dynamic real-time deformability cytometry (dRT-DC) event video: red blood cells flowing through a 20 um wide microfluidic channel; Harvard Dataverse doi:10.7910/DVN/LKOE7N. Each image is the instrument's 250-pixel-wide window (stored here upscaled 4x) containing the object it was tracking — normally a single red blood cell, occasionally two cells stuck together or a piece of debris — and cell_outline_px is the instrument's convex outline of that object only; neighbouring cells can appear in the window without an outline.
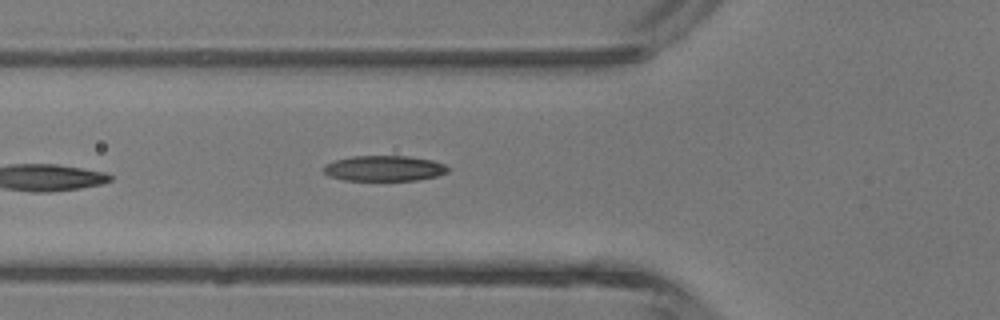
{"species": "common noctule bat (a hibernating species)", "species_latin": "Nyctalus noctula", "temperature_condition": "room temperature", "stored_images_in_passage": 5, "camera_frame_rate_fps": 3000, "um_per_image_px": 0.085, "animal": {"sex": "male", "body_mass_g": 13.3}, "frame": {"image": 1, "passage_image": 5, "time_ms": 4.667, "image_size_px": [1000, 320], "cell_outline_px": [[448, 172], [436, 176], [416, 180], [344, 180], [328, 176], [324, 172], [324, 164], [336, 160], [352, 156], [408, 156], [432, 160], [444, 164], [448, 168]], "centroid_in_image_um": [32.64, 14.31], "position_along_channel_um": 93.2, "area_um2": 18.38}}